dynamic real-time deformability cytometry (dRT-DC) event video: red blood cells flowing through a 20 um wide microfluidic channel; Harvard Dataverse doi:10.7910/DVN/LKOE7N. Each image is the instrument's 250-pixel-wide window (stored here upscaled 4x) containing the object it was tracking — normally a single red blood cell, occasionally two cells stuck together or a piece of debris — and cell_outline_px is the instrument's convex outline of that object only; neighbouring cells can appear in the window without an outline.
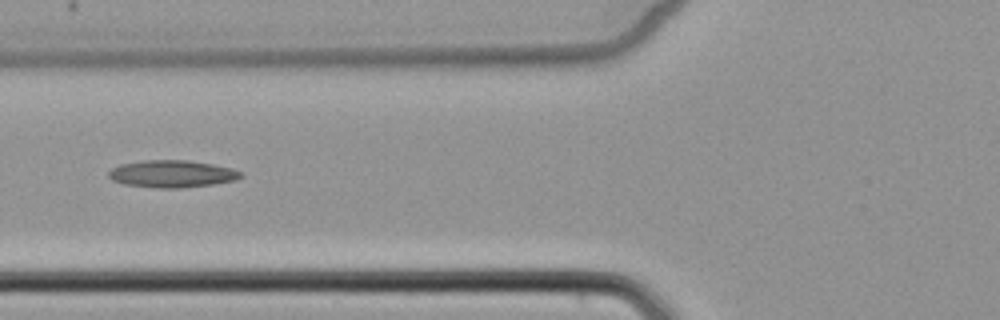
{"species": "common noctule bat (a hibernating species)", "species_latin": "Nyctalus noctula", "temperature_condition": "cold", "stored_images_in_passage": 5, "camera_frame_rate_fps": 3000, "um_per_image_px": 0.085, "animal": {"sex": "female", "body_mass_g": 22.7, "forearm_length_mm": 54.2}, "frame": {"image": 1, "passage_image": 5, "time_ms": 5.667, "image_size_px": [1000, 320], "cell_outline_px": [[244, 176], [236, 180], [212, 184], [180, 188], [156, 188], [124, 184], [112, 180], [108, 176], [108, 172], [112, 168], [120, 164], [144, 160], [188, 160], [212, 164], [232, 168], [240, 172]], "centroid_in_image_um": [14.61, 14.77], "position_along_channel_um": 111.2, "area_um2": 20.98}}